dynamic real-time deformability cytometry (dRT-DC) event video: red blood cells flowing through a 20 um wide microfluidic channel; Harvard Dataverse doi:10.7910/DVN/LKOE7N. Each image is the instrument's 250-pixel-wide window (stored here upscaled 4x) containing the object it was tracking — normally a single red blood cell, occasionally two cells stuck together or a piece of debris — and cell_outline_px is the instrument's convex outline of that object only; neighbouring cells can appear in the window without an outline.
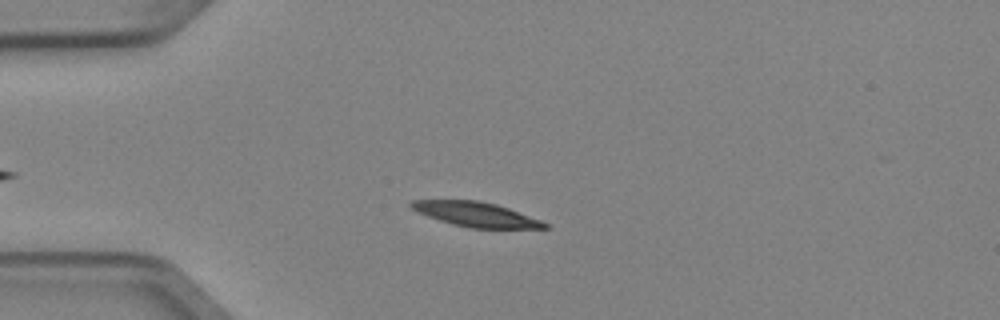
{"species": "Egyptian fruit bat (a non-hibernating species)", "species_latin": "Rousettus aegyptiacus", "temperature_condition": "cold", "stored_images_in_passage": 4, "camera_frame_rate_fps": 3000, "um_per_image_px": 0.085, "animal": {"sex": "female"}, "frame": {"image": 1, "passage_image": 2, "time_ms": 0.333, "image_size_px": [1000, 320], "cell_outline_px": [[548, 228], [468, 228], [452, 224], [428, 216], [412, 208], [408, 204], [412, 200], [476, 200], [496, 204], [508, 208], [540, 220], [548, 224]], "centroid_in_image_um": [40.45, 18.22], "position_along_channel_um": 44.6, "area_um2": 18.84}}
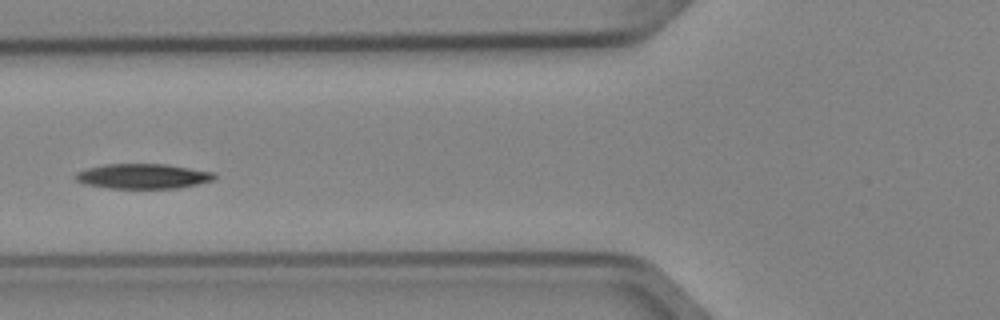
{"frame": {"image": 2, "passage_image": 4, "time_ms": 1.0, "image_size_px": [1000, 320], "cell_outline_px": [[216, 180], [176, 188], [108, 188], [84, 184], [76, 180], [72, 176], [76, 172], [88, 168], [104, 164], [168, 164], [216, 172]], "centroid_in_image_um": [12.16, 14.97], "position_along_channel_um": 113.6, "area_um2": 20.4}}